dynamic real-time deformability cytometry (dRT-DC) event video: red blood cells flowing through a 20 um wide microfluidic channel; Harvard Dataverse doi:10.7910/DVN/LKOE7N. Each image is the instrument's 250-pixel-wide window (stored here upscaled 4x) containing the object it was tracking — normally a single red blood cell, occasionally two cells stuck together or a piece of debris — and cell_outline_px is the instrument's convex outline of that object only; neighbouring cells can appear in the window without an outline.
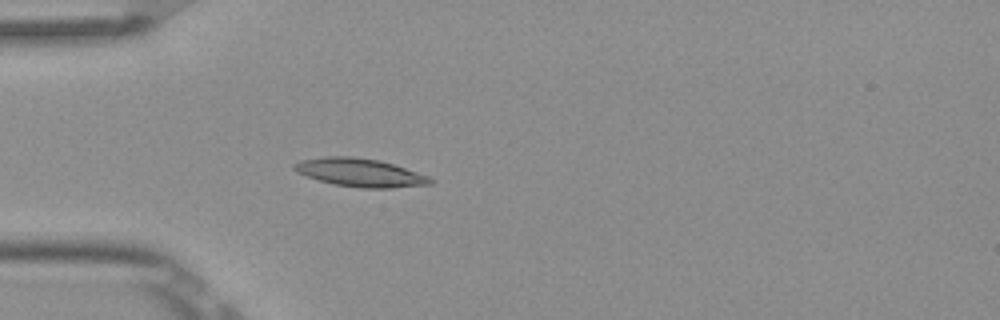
{"species": "Egyptian fruit bat (a non-hibernating species)", "species_latin": "Rousettus aegyptiacus", "temperature_condition": "room temperature", "stored_images_in_passage": 5, "camera_frame_rate_fps": 3000, "um_per_image_px": 0.085, "frame": {"image": 1, "passage_image": 5, "time_ms": 1.333, "image_size_px": [1000, 320], "cell_outline_px": [[436, 180], [432, 184], [392, 188], [360, 188], [336, 184], [320, 180], [296, 172], [292, 168], [292, 164], [300, 160], [324, 156], [352, 156], [380, 160], [428, 176]], "centroid_in_image_um": [30.6, 14.66], "position_along_channel_um": 54.4, "area_um2": 22.37}}